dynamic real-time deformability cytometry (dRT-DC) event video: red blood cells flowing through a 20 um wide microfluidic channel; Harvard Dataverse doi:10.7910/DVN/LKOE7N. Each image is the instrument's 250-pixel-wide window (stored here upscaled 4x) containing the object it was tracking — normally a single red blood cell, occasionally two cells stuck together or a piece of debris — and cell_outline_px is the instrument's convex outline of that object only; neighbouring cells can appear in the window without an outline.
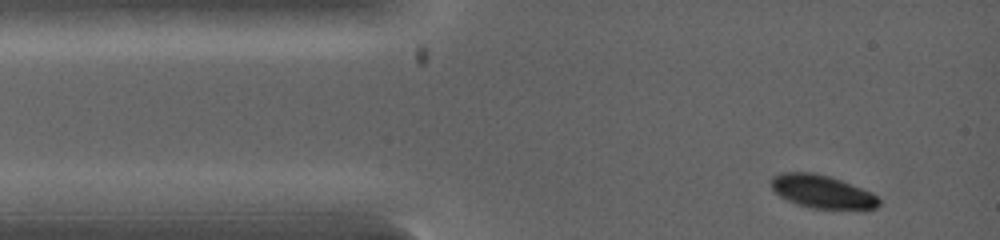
{"species": "common noctule bat (a hibernating species)", "species_latin": "Nyctalus noctula", "temperature_condition": "warm", "stored_images_in_passage": 3, "camera_frame_rate_fps": 5000, "um_per_image_px": 0.085, "animal": {"sex": "female", "body_mass_g": 19.0, "forearm_length_mm": 53.3}, "frame": {"image": 1, "passage_image": 1, "time_ms": 0.0, "image_size_px": [1000, 240], "cell_outline_px": [[880, 204], [876, 208], [868, 212], [864, 212], [812, 208], [796, 204], [780, 196], [772, 188], [772, 176], [784, 172], [812, 172], [828, 176], [840, 180], [872, 192], [880, 200]], "centroid_in_image_um": [69.98, 16.35], "position_along_channel_um": 15.0, "area_um2": 21.39}}
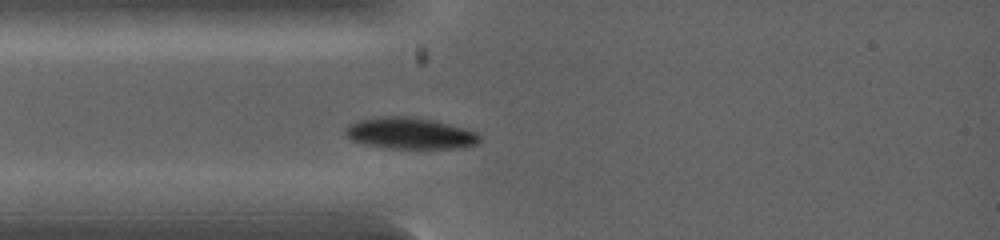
{"frame": {"image": 2, "passage_image": 3, "time_ms": 1.4, "image_size_px": [1000, 240], "cell_outline_px": [[480, 140], [476, 144], [452, 148], [388, 148], [364, 144], [352, 140], [344, 132], [344, 128], [348, 124], [372, 116], [408, 116], [432, 120], [476, 132], [480, 136]], "centroid_in_image_um": [34.77, 11.32], "position_along_channel_um": 50.2, "area_um2": 24.33}}